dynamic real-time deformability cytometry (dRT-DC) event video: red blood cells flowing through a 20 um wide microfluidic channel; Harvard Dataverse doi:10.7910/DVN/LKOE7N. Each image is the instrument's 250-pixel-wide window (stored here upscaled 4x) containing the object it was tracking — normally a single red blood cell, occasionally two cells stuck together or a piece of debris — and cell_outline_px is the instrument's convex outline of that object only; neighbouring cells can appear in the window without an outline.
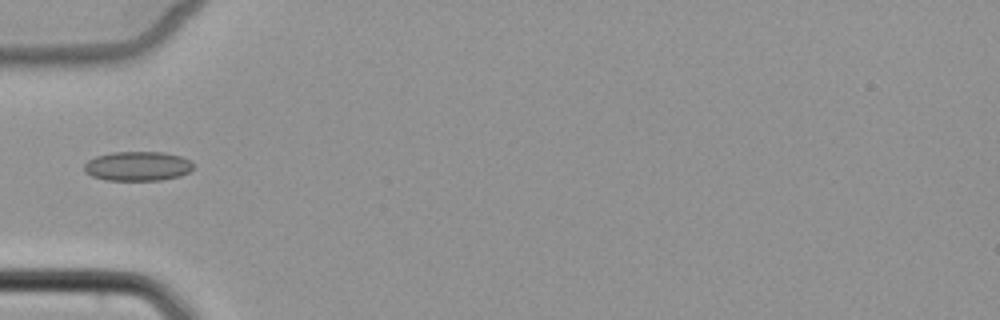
{"species": "common noctule bat (a hibernating species)", "species_latin": "Nyctalus noctula", "temperature_condition": "cold", "stored_images_in_passage": 2, "camera_frame_rate_fps": 3000, "um_per_image_px": 0.085, "animal": {"sex": "female", "body_mass_g": 22.7, "forearm_length_mm": 54.2}, "frame": {"image": 1, "passage_image": 2, "time_ms": 1.333, "image_size_px": [1000, 320], "cell_outline_px": [[192, 168], [188, 172], [180, 176], [160, 180], [104, 180], [92, 176], [84, 172], [84, 164], [88, 160], [96, 156], [112, 152], [164, 152], [180, 156], [188, 160], [192, 164]], "centroid_in_image_um": [11.65, 14.12], "position_along_channel_um": 73.3, "area_um2": 18.67}}